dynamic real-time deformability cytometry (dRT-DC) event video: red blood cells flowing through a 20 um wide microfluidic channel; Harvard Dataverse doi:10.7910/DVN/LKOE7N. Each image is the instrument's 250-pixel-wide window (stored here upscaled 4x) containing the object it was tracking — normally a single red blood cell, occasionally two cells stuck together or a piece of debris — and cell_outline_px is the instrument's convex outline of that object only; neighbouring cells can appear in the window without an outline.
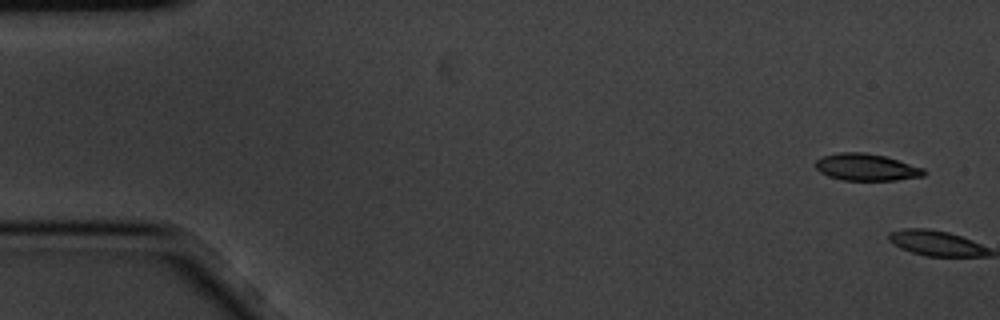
{"species": "common noctule bat (a hibernating species)", "species_latin": "Nyctalus noctula", "temperature_condition": "cold", "stored_images_in_passage": 2, "camera_frame_rate_fps": 3000, "um_per_image_px": 0.085, "animal": {"sex": "male", "body_mass_g": 20.1, "forearm_length_mm": 53.5}, "frame": {"image": 1, "passage_image": 1, "time_ms": 0.0, "image_size_px": [1000, 320], "cell_outline_px": [[924, 176], [896, 180], [844, 180], [828, 176], [820, 172], [816, 168], [816, 160], [824, 156], [840, 152], [864, 152], [884, 156], [924, 168]], "centroid_in_image_um": [73.63, 14.21], "position_along_channel_um": 11.4, "area_um2": 16.82}}